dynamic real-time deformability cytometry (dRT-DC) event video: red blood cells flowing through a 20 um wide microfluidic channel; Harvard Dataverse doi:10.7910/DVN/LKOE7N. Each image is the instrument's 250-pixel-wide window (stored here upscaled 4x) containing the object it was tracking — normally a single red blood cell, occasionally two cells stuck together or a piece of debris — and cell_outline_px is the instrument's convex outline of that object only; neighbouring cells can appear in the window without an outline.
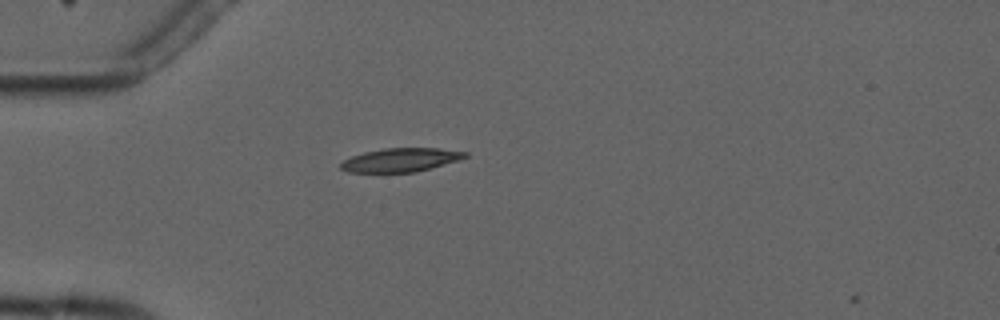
{"species": "common noctule bat (a hibernating species)", "species_latin": "Nyctalus noctula", "temperature_condition": "cold", "stored_images_in_passage": 2, "camera_frame_rate_fps": 3000, "um_per_image_px": 0.085, "animal": {"sex": "male", "forearm_length_mm": 52.5}, "frame": {"image": 1, "passage_image": 1, "time_ms": 0.0, "image_size_px": [1000, 320], "cell_outline_px": [[468, 156], [460, 160], [416, 172], [348, 172], [340, 168], [340, 164], [344, 160], [352, 156], [364, 152], [384, 148], [436, 148], [468, 152]], "centroid_in_image_um": [34.07, 13.59], "position_along_channel_um": 50.9, "area_um2": 17.11}}